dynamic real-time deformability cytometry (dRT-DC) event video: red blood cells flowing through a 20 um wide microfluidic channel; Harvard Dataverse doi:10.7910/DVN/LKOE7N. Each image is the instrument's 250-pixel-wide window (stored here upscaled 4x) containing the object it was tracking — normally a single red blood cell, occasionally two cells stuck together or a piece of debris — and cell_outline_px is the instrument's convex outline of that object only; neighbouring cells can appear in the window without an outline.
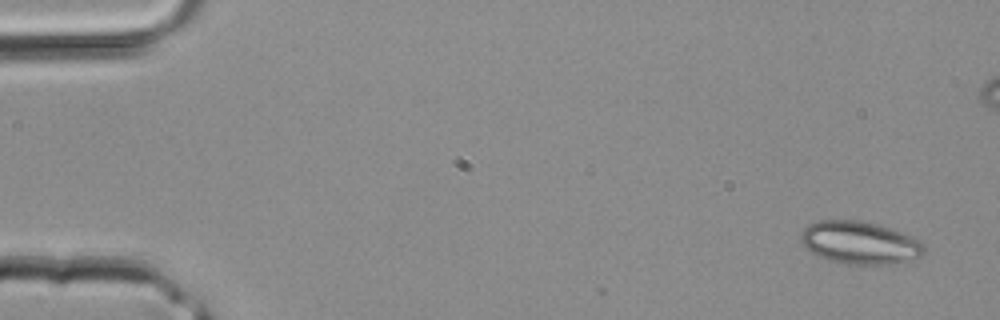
{"species": "common noctule bat (a hibernating species)", "species_latin": "Nyctalus noctula", "temperature_condition": "room temperature", "stored_images_in_passage": 2, "camera_frame_rate_fps": 3000, "um_per_image_px": 0.085, "animal": {"sex": "male", "body_mass_g": 20.4}, "frame": {"image": 1, "passage_image": 2, "time_ms": 0.333, "image_size_px": [1000, 320], "cell_outline_px": [[924, 252], [920, 256], [892, 264], [848, 264], [832, 260], [820, 256], [804, 248], [800, 240], [800, 236], [804, 228], [808, 224], [820, 220], [856, 220], [876, 224], [888, 228], [920, 240], [924, 248]], "centroid_in_image_um": [73.03, 20.62], "position_along_channel_um": 12.0, "area_um2": 30.17}}